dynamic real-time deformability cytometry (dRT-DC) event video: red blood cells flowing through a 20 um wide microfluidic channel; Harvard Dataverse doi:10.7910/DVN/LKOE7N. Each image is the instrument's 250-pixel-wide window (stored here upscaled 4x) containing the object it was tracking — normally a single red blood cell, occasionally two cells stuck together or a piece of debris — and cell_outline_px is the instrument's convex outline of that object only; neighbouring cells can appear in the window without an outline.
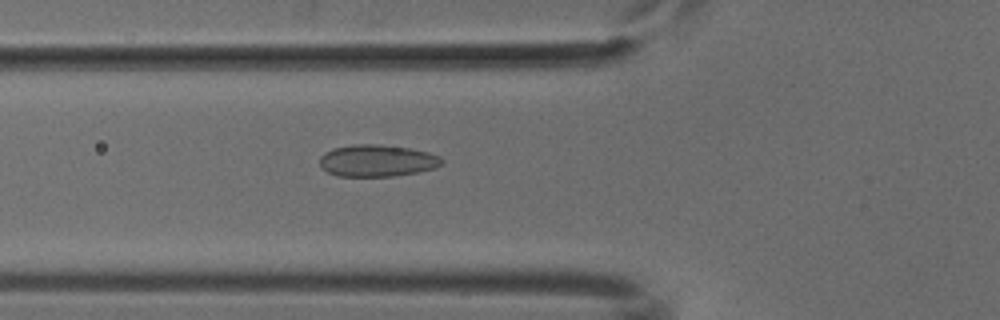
{"species": "common noctule bat (a hibernating species)", "species_latin": "Nyctalus noctula", "temperature_condition": "cold", "stored_images_in_passage": 38, "camera_frame_rate_fps": 3000, "um_per_image_px": 0.085, "animal": {"sex": "male", "body_mass_g": 18.8}, "frame": {"image": 1, "passage_image": 6, "time_ms": 1.667, "image_size_px": [1000, 320], "cell_outline_px": [[444, 164], [436, 168], [416, 172], [392, 176], [336, 176], [320, 168], [320, 156], [324, 152], [332, 148], [356, 144], [376, 144], [408, 148], [428, 152], [440, 156], [444, 160]], "centroid_in_image_um": [32.05, 13.66], "position_along_channel_um": 93.8, "area_um2": 22.83}}
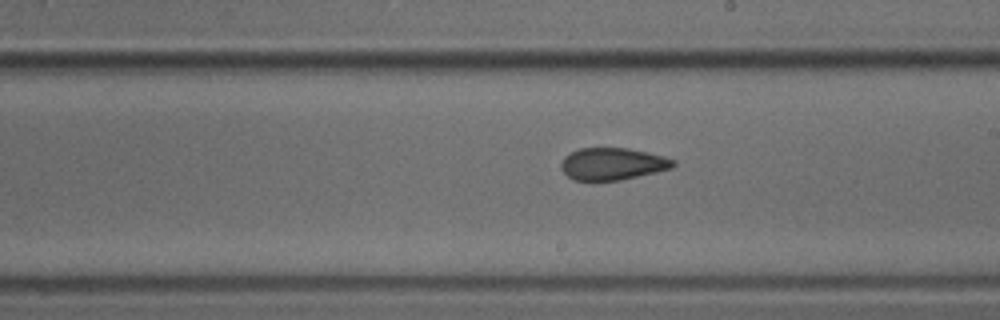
{"frame": {"image": 2, "passage_image": 17, "time_ms": 5.333, "image_size_px": [1000, 320], "cell_outline_px": [[676, 164], [672, 168], [656, 172], [620, 180], [576, 180], [568, 176], [560, 168], [560, 164], [564, 156], [580, 148], [628, 148], [648, 152], [664, 156], [676, 160]], "centroid_in_image_um": [52.08, 13.92], "position_along_channel_um": 236.9, "area_um2": 20.98}}
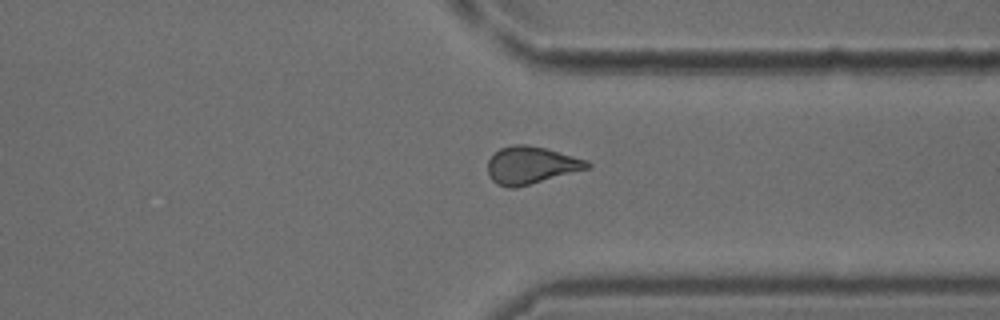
{"frame": {"image": 3, "passage_image": 27, "time_ms": 8.667, "image_size_px": [1000, 320], "cell_outline_px": [[592, 164], [588, 168], [516, 188], [508, 188], [496, 184], [492, 180], [488, 172], [488, 160], [500, 148], [512, 144], [524, 144], [544, 148], [588, 160]], "centroid_in_image_um": [45.11, 14.05], "position_along_channel_um": 366.3, "area_um2": 21.5}}